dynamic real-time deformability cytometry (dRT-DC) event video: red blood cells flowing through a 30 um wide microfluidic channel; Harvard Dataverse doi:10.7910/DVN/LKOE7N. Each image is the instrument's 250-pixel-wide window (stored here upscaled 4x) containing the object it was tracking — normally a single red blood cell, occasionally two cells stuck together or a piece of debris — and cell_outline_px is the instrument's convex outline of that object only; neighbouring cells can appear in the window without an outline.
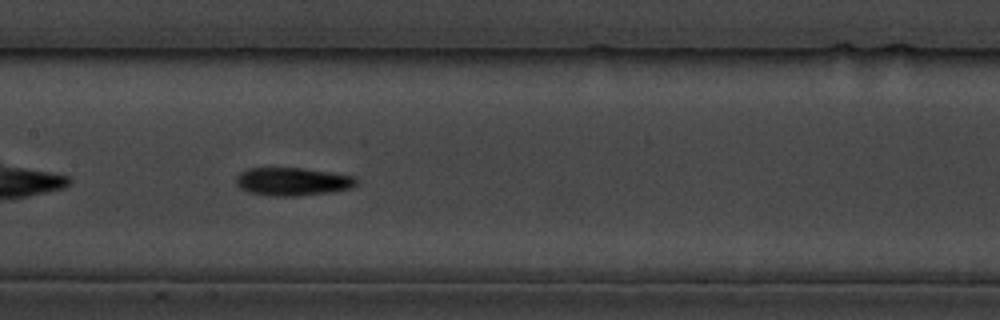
{"species": "common noctule bat (a hibernating species)", "species_latin": "Nyctalus noctula", "temperature_condition": "cold", "stored_images_in_passage": 40, "camera_frame_rate_fps": 3000, "um_per_image_px": 0.085, "animal": {"sex": "male", "body_mass_g": 19.5, "forearm_length_mm": 54.6}, "frame": {"image": 1, "passage_image": 12, "time_ms": 3.667, "image_size_px": [1000, 320], "cell_outline_px": [[356, 184], [352, 188], [332, 192], [300, 196], [268, 196], [248, 192], [240, 188], [236, 184], [236, 176], [240, 172], [248, 168], [300, 168], [356, 176]], "centroid_in_image_um": [24.85, 15.44], "position_along_channel_um": 182.6, "area_um2": 19.83}}
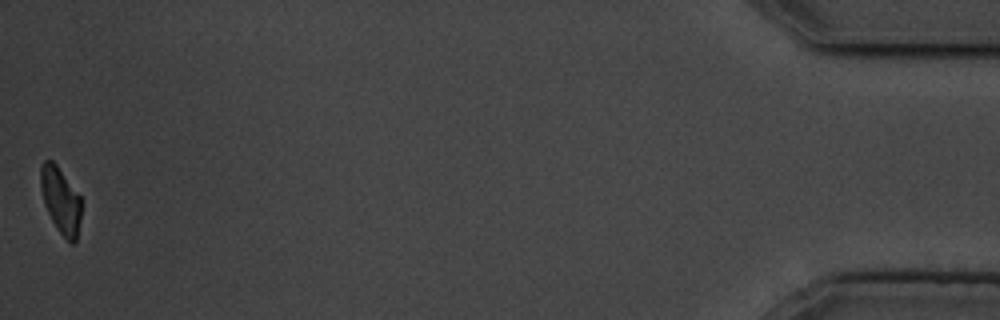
{"frame": {"image": 2, "passage_image": 40, "time_ms": 13.0, "image_size_px": [1000, 320], "cell_outline_px": [[80, 220], [76, 240], [72, 244], [60, 232], [52, 220], [44, 204], [40, 184], [40, 164], [44, 160], [52, 160], [56, 164], [80, 196]], "centroid_in_image_um": [5.13, 16.99], "position_along_channel_um": 430.1, "area_um2": 15.37}, "authors_computed_cell_mechanics": {"area_um2": 18.3515, "velocity_mm_per_s": 3.6182, "shape_relaxation_time_tau1_ms": 2.8464, "shape_relaxation_time_tau2_ms": null, "deformation_change_tau1": 0.1279, "deformation_change_tau2": null}}